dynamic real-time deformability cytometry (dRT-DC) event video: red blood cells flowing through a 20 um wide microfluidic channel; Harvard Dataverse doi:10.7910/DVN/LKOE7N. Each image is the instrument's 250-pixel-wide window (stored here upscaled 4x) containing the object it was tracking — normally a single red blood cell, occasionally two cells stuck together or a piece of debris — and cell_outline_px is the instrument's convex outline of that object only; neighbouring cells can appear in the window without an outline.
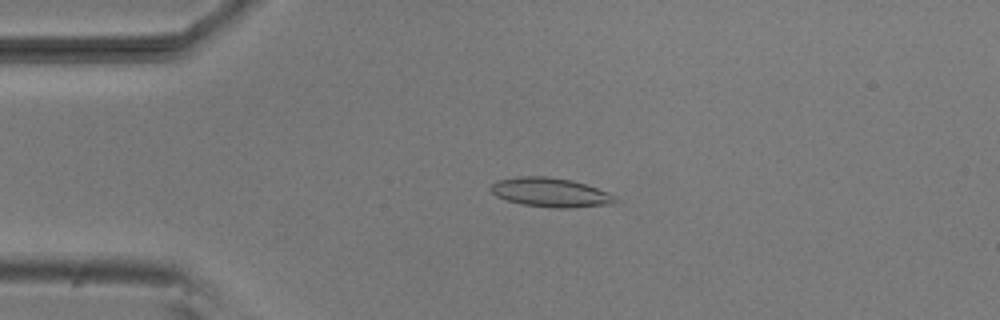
{"species": "common noctule bat (a hibernating species)", "species_latin": "Nyctalus noctula", "temperature_condition": "room temperature", "stored_images_in_passage": 43, "camera_frame_rate_fps": 3000, "um_per_image_px": 0.085, "animal": {"sex": "male", "body_mass_g": 20.5, "forearm_length_mm": 52.5}, "frame": {"image": 1, "passage_image": 2, "time_ms": 0.333, "image_size_px": [1000, 320], "cell_outline_px": [[620, 200], [616, 204], [568, 208], [556, 208], [520, 204], [496, 196], [488, 188], [496, 180], [520, 176], [548, 176], [572, 180], [608, 192], [616, 196]], "centroid_in_image_um": [46.82, 16.36], "position_along_channel_um": 38.2, "area_um2": 21.39}}
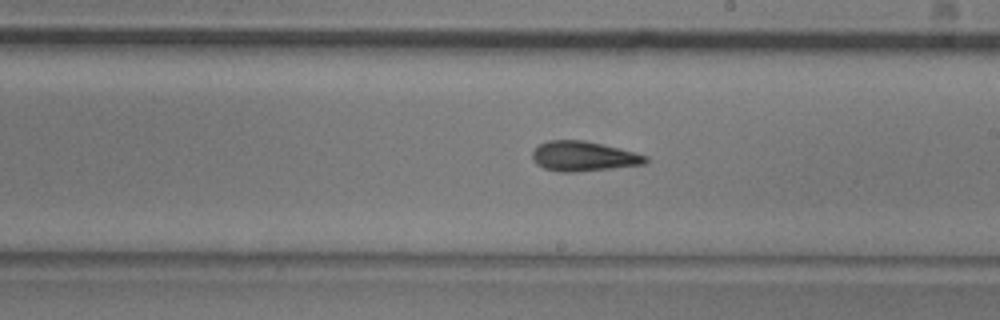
{"frame": {"image": 2, "passage_image": 20, "time_ms": 6.333, "image_size_px": [1000, 320], "cell_outline_px": [[648, 160], [644, 164], [612, 168], [576, 172], [560, 172], [544, 168], [536, 164], [532, 160], [532, 152], [540, 144], [548, 140], [584, 140], [620, 148], [648, 156]], "centroid_in_image_um": [49.58, 13.28], "position_along_channel_um": 239.4, "area_um2": 19.71}}
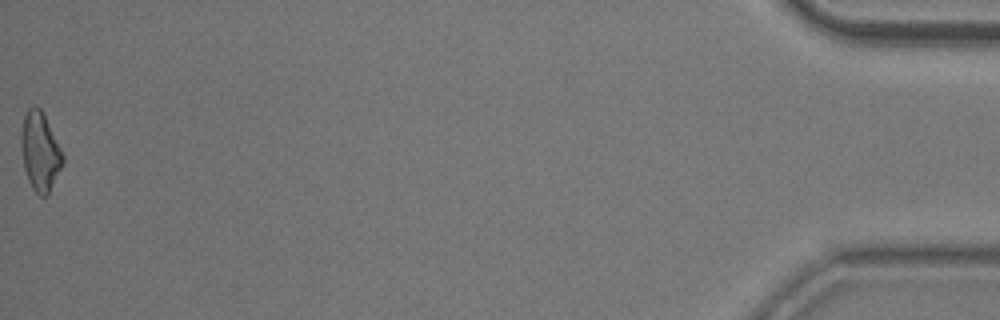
{"frame": {"image": 3, "passage_image": 43, "time_ms": 14.0, "image_size_px": [1000, 320], "cell_outline_px": [[64, 164], [48, 196], [40, 196], [32, 188], [28, 180], [24, 168], [20, 136], [24, 116], [28, 108], [36, 104], [44, 112], [64, 156]], "centroid_in_image_um": [3.42, 12.88], "position_along_channel_um": 431.8, "area_um2": 19.36}, "authors_computed_cell_mechanics": {"area_um2": 19.074, "velocity_mm_per_s": 3.8278, "shape_relaxation_time_tau1_ms": 6.943, "shape_relaxation_time_tau2_ms": 4.5151, "deformation_change_tau1": 0.192, "deformation_change_tau2": 0.1534}}